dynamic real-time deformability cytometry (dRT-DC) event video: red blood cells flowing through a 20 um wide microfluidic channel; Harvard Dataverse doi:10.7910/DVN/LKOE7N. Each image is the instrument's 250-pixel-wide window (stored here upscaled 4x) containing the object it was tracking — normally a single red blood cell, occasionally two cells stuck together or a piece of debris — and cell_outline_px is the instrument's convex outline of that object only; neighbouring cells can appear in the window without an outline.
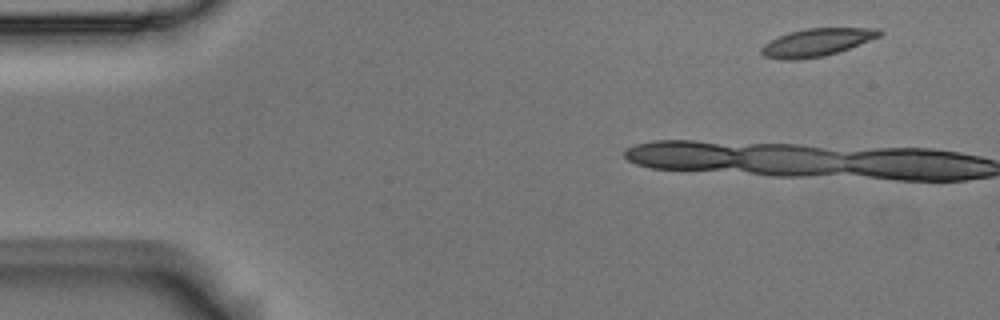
{"species": "Egyptian fruit bat (a non-hibernating species)", "species_latin": "Rousettus aegyptiacus", "temperature_condition": "room temperature", "stored_images_in_passage": 3, "camera_frame_rate_fps": 3000, "um_per_image_px": 0.085, "animal": {"sex": "male"}, "frame": {"image": 1, "passage_image": 1, "time_ms": 0.0, "image_size_px": [1000, 320], "cell_outline_px": [[884, 32], [880, 36], [848, 48], [824, 56], [796, 60], [780, 60], [764, 56], [760, 52], [760, 48], [764, 44], [788, 32], [804, 28], [880, 28]], "centroid_in_image_um": [69.4, 3.6], "position_along_channel_um": 15.6, "area_um2": 19.02}}